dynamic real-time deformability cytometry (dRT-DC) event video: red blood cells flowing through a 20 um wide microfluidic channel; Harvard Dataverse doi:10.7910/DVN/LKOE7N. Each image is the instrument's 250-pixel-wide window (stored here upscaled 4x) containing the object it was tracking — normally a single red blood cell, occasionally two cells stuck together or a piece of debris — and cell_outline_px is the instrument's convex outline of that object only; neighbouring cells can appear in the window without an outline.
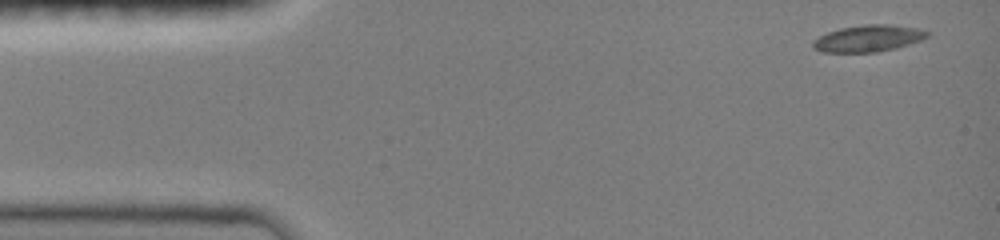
{"species": "common noctule bat (a hibernating species)", "species_latin": "Nyctalus noctula", "temperature_condition": "room temperature", "stored_images_in_passage": 7, "camera_frame_rate_fps": 3000, "um_per_image_px": 0.085, "animal": {"sex": "female", "body_mass_g": 19.0, "forearm_length_mm": 51.5}, "frame": {"image": 1, "passage_image": 1, "time_ms": 0.0, "image_size_px": [1000, 240], "cell_outline_px": [[928, 36], [920, 40], [896, 48], [876, 52], [824, 52], [816, 48], [812, 44], [812, 40], [828, 32], [840, 28], [864, 24], [888, 24], [920, 28], [928, 32]], "centroid_in_image_um": [73.81, 3.25], "position_along_channel_um": 11.2, "area_um2": 17.63}}
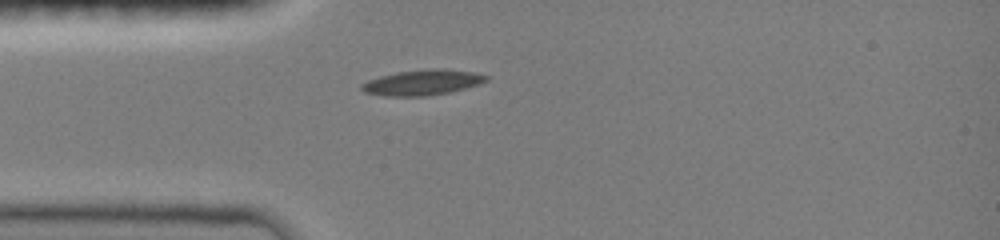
{"frame": {"image": 2, "passage_image": 6, "time_ms": 3.333, "image_size_px": [1000, 240], "cell_outline_px": [[488, 80], [480, 84], [448, 92], [424, 96], [384, 96], [364, 92], [360, 88], [360, 84], [368, 80], [380, 76], [396, 72], [432, 68], [444, 68], [472, 72], [488, 76]], "centroid_in_image_um": [35.88, 7.0], "position_along_channel_um": 49.1, "area_um2": 18.44}}